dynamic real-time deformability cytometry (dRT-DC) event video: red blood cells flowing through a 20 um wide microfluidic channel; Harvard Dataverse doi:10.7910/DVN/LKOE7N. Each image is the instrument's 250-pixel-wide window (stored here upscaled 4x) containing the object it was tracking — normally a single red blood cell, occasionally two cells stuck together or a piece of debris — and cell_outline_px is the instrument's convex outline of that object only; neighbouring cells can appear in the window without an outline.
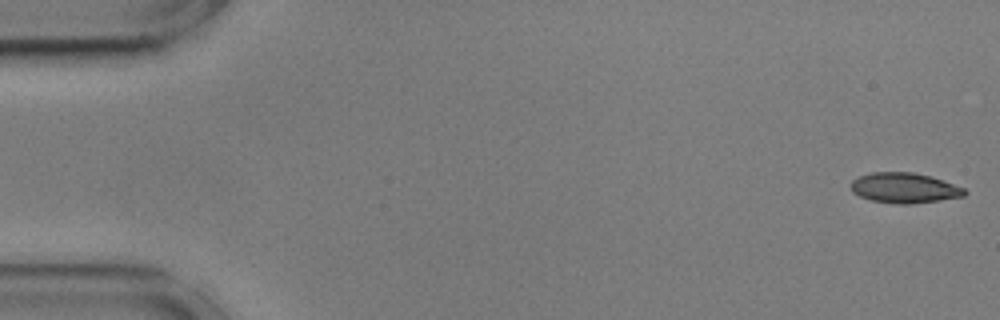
{"species": "common noctule bat (a hibernating species)", "species_latin": "Nyctalus noctula", "temperature_condition": "cold", "stored_images_in_passage": 54, "camera_frame_rate_fps": 3000, "um_per_image_px": 0.085, "animal": {"sex": "male", "body_mass_g": 17.9, "forearm_length_mm": 54.2}, "frame": {"image": 1, "passage_image": 1, "time_ms": 0.0, "image_size_px": [1000, 320], "cell_outline_px": [[968, 192], [964, 196], [940, 200], [912, 204], [896, 204], [872, 200], [860, 196], [852, 192], [848, 184], [852, 180], [860, 176], [872, 172], [912, 172], [928, 176], [964, 188]], "centroid_in_image_um": [76.82, 15.98], "position_along_channel_um": 8.2, "area_um2": 19.94}}
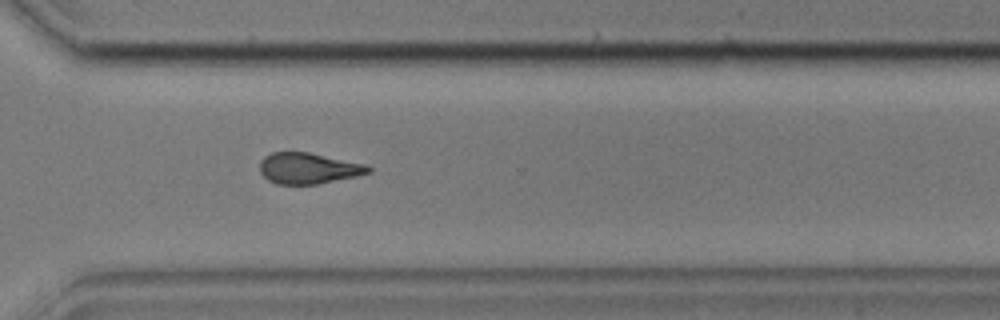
{"frame": {"image": 2, "passage_image": 40, "time_ms": 13.0, "image_size_px": [1000, 320], "cell_outline_px": [[372, 172], [356, 176], [316, 184], [276, 184], [268, 180], [260, 172], [260, 160], [264, 156], [272, 152], [308, 152], [368, 164], [372, 168]], "centroid_in_image_um": [26.22, 14.3], "position_along_channel_um": 344.4, "area_um2": 19.71}}
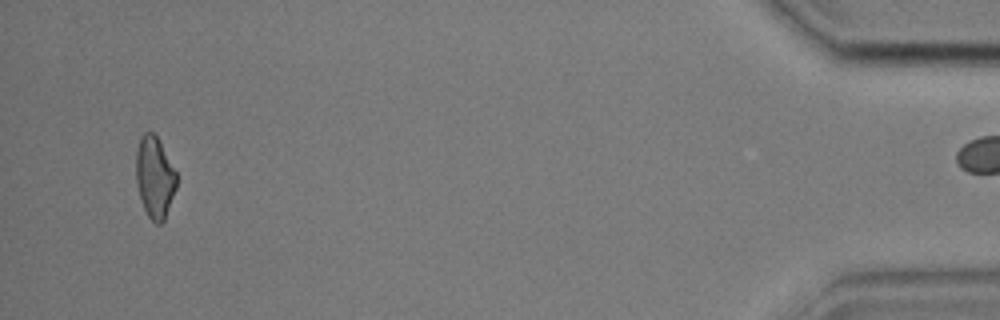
{"frame": {"image": 3, "passage_image": 53, "time_ms": 17.333, "image_size_px": [1000, 320], "cell_outline_px": [[176, 188], [164, 220], [160, 224], [156, 224], [148, 216], [144, 208], [140, 196], [136, 180], [136, 152], [140, 136], [144, 132], [152, 132], [156, 136], [176, 172]], "centroid_in_image_um": [13.13, 15.07], "position_along_channel_um": 422.1, "area_um2": 18.9}}